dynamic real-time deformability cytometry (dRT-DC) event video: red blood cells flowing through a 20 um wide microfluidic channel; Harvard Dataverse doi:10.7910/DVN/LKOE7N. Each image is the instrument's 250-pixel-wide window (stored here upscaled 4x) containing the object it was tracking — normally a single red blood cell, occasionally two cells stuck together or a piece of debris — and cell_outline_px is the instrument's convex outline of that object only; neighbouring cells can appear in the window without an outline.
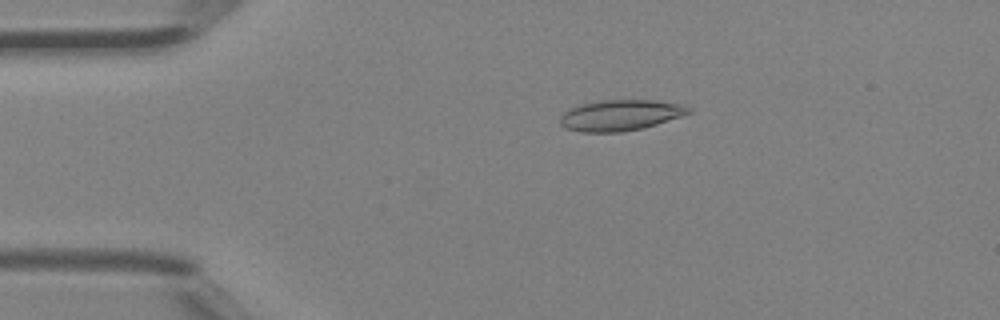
{"species": "Egyptian fruit bat (a non-hibernating species)", "species_latin": "Rousettus aegyptiacus", "temperature_condition": "room temperature", "stored_images_in_passage": 45, "camera_frame_rate_fps": 3000, "um_per_image_px": 0.085, "animal": {"sex": "female"}, "frame": {"image": 1, "passage_image": 9, "time_ms": 2.667, "image_size_px": [1000, 320], "cell_outline_px": [[692, 112], [644, 128], [620, 132], [580, 132], [564, 128], [560, 124], [560, 116], [568, 108], [580, 104], [596, 100], [652, 100], [684, 104], [692, 108]], "centroid_in_image_um": [52.7, 9.79], "position_along_channel_um": 32.3, "area_um2": 23.35}}
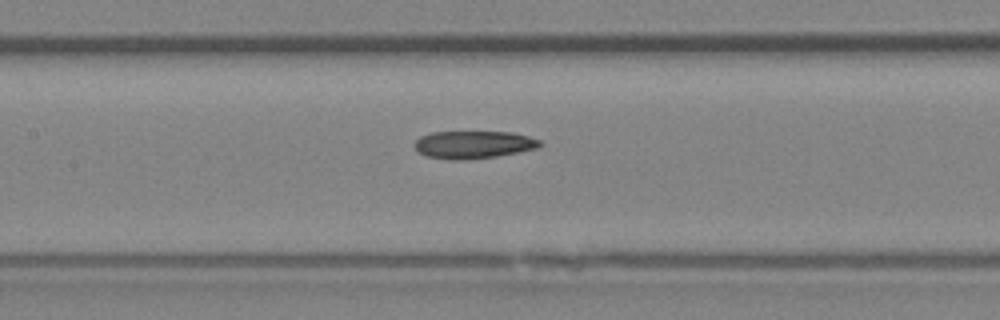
{"frame": {"image": 2, "passage_image": 21, "time_ms": 6.667, "image_size_px": [1000, 320], "cell_outline_px": [[544, 144], [536, 148], [496, 156], [468, 160], [448, 160], [428, 156], [420, 152], [412, 144], [420, 136], [432, 132], [512, 132], [528, 136], [540, 140]], "centroid_in_image_um": [40.23, 12.29], "position_along_channel_um": 167.2, "area_um2": 20.17}}
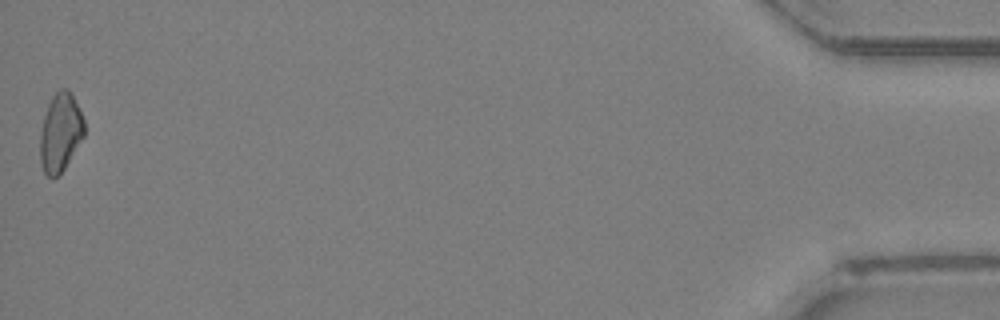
{"frame": {"image": 3, "passage_image": 45, "time_ms": 14.667, "image_size_px": [1000, 320], "cell_outline_px": [[84, 136], [64, 168], [56, 176], [48, 176], [44, 172], [40, 160], [40, 132], [44, 116], [48, 104], [52, 96], [60, 88], [68, 88], [84, 120]], "centroid_in_image_um": [5.12, 11.24], "position_along_channel_um": 430.1, "area_um2": 19.83}, "authors_computed_cell_mechanics": {"area_um2": 20.3456, "velocity_mm_per_s": 4.5244, "shape_relaxation_time_tau1_ms": null, "shape_relaxation_time_tau2_ms": 4.9863, "deformation_change_tau1": null, "deformation_change_tau2": 0.1299}}